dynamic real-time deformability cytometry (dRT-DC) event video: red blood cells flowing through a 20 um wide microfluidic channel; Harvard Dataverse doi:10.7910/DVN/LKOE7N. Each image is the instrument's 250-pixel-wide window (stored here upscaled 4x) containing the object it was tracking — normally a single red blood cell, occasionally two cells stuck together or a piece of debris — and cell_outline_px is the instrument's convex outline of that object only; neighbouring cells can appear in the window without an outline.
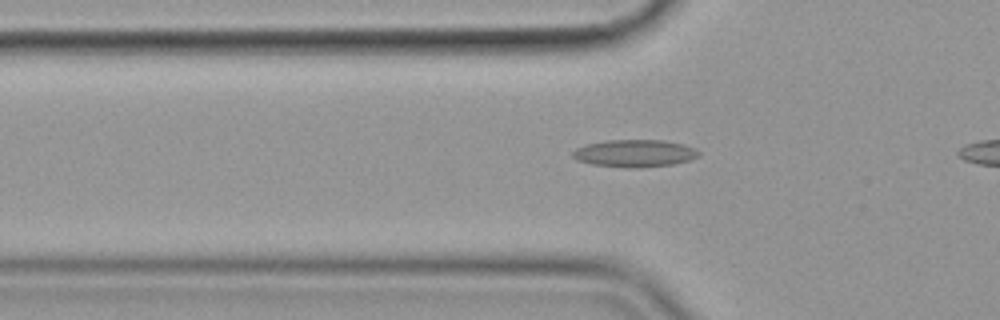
{"species": "common noctule bat (a hibernating species)", "species_latin": "Nyctalus noctula", "temperature_condition": "cold", "stored_images_in_passage": 40, "camera_frame_rate_fps": 3000, "um_per_image_px": 0.085, "animal": {"sex": "female", "body_mass_g": 19.9}, "frame": {"image": 1, "passage_image": 12, "time_ms": 3.667, "image_size_px": [1000, 320], "cell_outline_px": [[700, 156], [688, 160], [672, 164], [640, 168], [624, 168], [592, 164], [576, 160], [572, 156], [572, 152], [576, 148], [588, 144], [608, 140], [664, 140], [684, 144], [696, 148], [700, 152]], "centroid_in_image_um": [53.96, 13.03], "position_along_channel_um": 71.8, "area_um2": 20.23}}
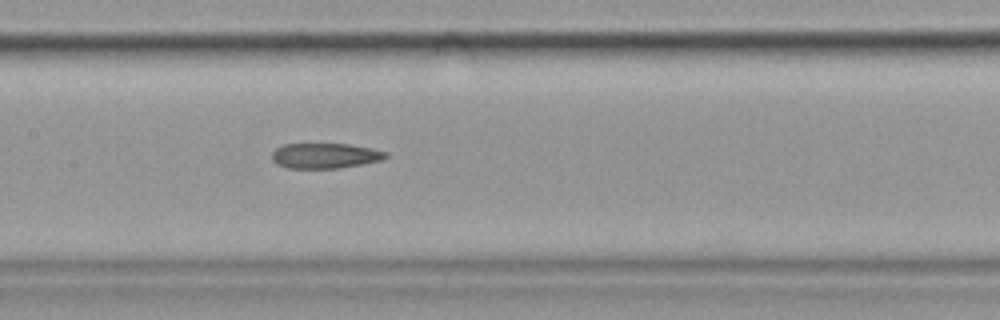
{"frame": {"image": 2, "passage_image": 21, "time_ms": 6.667, "image_size_px": [1000, 320], "cell_outline_px": [[388, 156], [380, 160], [340, 168], [288, 168], [276, 164], [272, 160], [272, 152], [276, 148], [284, 144], [348, 144], [372, 148], [388, 152]], "centroid_in_image_um": [27.61, 13.23], "position_along_channel_um": 179.8, "area_um2": 16.7}}
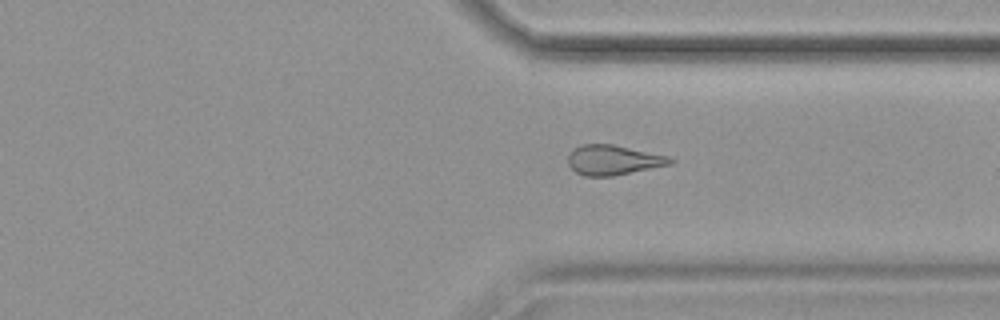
{"frame": {"image": 3, "passage_image": 36, "time_ms": 11.667, "image_size_px": [1000, 320], "cell_outline_px": [[676, 160], [672, 164], [612, 176], [584, 176], [576, 172], [568, 164], [568, 156], [572, 148], [580, 144], [612, 144], [668, 156]], "centroid_in_image_um": [52.11, 13.59], "position_along_channel_um": 359.3, "area_um2": 17.8}}